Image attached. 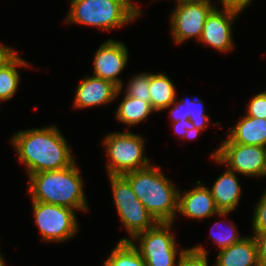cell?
<instances>
[{
	"mask_svg": "<svg viewBox=\"0 0 266 266\" xmlns=\"http://www.w3.org/2000/svg\"><path fill=\"white\" fill-rule=\"evenodd\" d=\"M128 61L127 47L112 39L100 45L94 56V76L113 82L122 88V81L118 74L124 69Z\"/></svg>",
	"mask_w": 266,
	"mask_h": 266,
	"instance_id": "cell-11",
	"label": "cell"
},
{
	"mask_svg": "<svg viewBox=\"0 0 266 266\" xmlns=\"http://www.w3.org/2000/svg\"><path fill=\"white\" fill-rule=\"evenodd\" d=\"M120 2L125 8H127L136 18L139 17L142 12L141 10L136 7L133 3H131V0H116Z\"/></svg>",
	"mask_w": 266,
	"mask_h": 266,
	"instance_id": "cell-33",
	"label": "cell"
},
{
	"mask_svg": "<svg viewBox=\"0 0 266 266\" xmlns=\"http://www.w3.org/2000/svg\"><path fill=\"white\" fill-rule=\"evenodd\" d=\"M0 266H5V261L3 259V257L0 254Z\"/></svg>",
	"mask_w": 266,
	"mask_h": 266,
	"instance_id": "cell-35",
	"label": "cell"
},
{
	"mask_svg": "<svg viewBox=\"0 0 266 266\" xmlns=\"http://www.w3.org/2000/svg\"><path fill=\"white\" fill-rule=\"evenodd\" d=\"M218 164L245 176L261 177L266 175V147L223 142L211 154Z\"/></svg>",
	"mask_w": 266,
	"mask_h": 266,
	"instance_id": "cell-8",
	"label": "cell"
},
{
	"mask_svg": "<svg viewBox=\"0 0 266 266\" xmlns=\"http://www.w3.org/2000/svg\"><path fill=\"white\" fill-rule=\"evenodd\" d=\"M246 116L266 119V93L261 92L250 100Z\"/></svg>",
	"mask_w": 266,
	"mask_h": 266,
	"instance_id": "cell-27",
	"label": "cell"
},
{
	"mask_svg": "<svg viewBox=\"0 0 266 266\" xmlns=\"http://www.w3.org/2000/svg\"><path fill=\"white\" fill-rule=\"evenodd\" d=\"M155 112L151 104L125 94L116 110V118L129 127L141 123L151 112Z\"/></svg>",
	"mask_w": 266,
	"mask_h": 266,
	"instance_id": "cell-19",
	"label": "cell"
},
{
	"mask_svg": "<svg viewBox=\"0 0 266 266\" xmlns=\"http://www.w3.org/2000/svg\"><path fill=\"white\" fill-rule=\"evenodd\" d=\"M215 262V266H261L254 237H244L240 242L220 250Z\"/></svg>",
	"mask_w": 266,
	"mask_h": 266,
	"instance_id": "cell-15",
	"label": "cell"
},
{
	"mask_svg": "<svg viewBox=\"0 0 266 266\" xmlns=\"http://www.w3.org/2000/svg\"><path fill=\"white\" fill-rule=\"evenodd\" d=\"M27 61L20 58L17 54L3 67L0 68V99L9 100L17 90L19 82V71L17 67L29 66Z\"/></svg>",
	"mask_w": 266,
	"mask_h": 266,
	"instance_id": "cell-21",
	"label": "cell"
},
{
	"mask_svg": "<svg viewBox=\"0 0 266 266\" xmlns=\"http://www.w3.org/2000/svg\"><path fill=\"white\" fill-rule=\"evenodd\" d=\"M122 88L96 76L85 77L75 94L74 107L87 108L104 105L115 99Z\"/></svg>",
	"mask_w": 266,
	"mask_h": 266,
	"instance_id": "cell-14",
	"label": "cell"
},
{
	"mask_svg": "<svg viewBox=\"0 0 266 266\" xmlns=\"http://www.w3.org/2000/svg\"><path fill=\"white\" fill-rule=\"evenodd\" d=\"M170 222H158L153 228L140 232L132 239L140 240L139 248L134 245L147 266H177L175 237L170 233Z\"/></svg>",
	"mask_w": 266,
	"mask_h": 266,
	"instance_id": "cell-7",
	"label": "cell"
},
{
	"mask_svg": "<svg viewBox=\"0 0 266 266\" xmlns=\"http://www.w3.org/2000/svg\"><path fill=\"white\" fill-rule=\"evenodd\" d=\"M222 8L232 9L238 12L244 11L247 6L251 3L252 0H220Z\"/></svg>",
	"mask_w": 266,
	"mask_h": 266,
	"instance_id": "cell-31",
	"label": "cell"
},
{
	"mask_svg": "<svg viewBox=\"0 0 266 266\" xmlns=\"http://www.w3.org/2000/svg\"><path fill=\"white\" fill-rule=\"evenodd\" d=\"M103 266H147V263L140 256L131 239L122 238L104 261Z\"/></svg>",
	"mask_w": 266,
	"mask_h": 266,
	"instance_id": "cell-20",
	"label": "cell"
},
{
	"mask_svg": "<svg viewBox=\"0 0 266 266\" xmlns=\"http://www.w3.org/2000/svg\"><path fill=\"white\" fill-rule=\"evenodd\" d=\"M35 224L44 241L62 242L72 238L78 228L75 209L32 201Z\"/></svg>",
	"mask_w": 266,
	"mask_h": 266,
	"instance_id": "cell-9",
	"label": "cell"
},
{
	"mask_svg": "<svg viewBox=\"0 0 266 266\" xmlns=\"http://www.w3.org/2000/svg\"><path fill=\"white\" fill-rule=\"evenodd\" d=\"M114 203L130 237L153 228L158 222L137 198L123 175H109Z\"/></svg>",
	"mask_w": 266,
	"mask_h": 266,
	"instance_id": "cell-6",
	"label": "cell"
},
{
	"mask_svg": "<svg viewBox=\"0 0 266 266\" xmlns=\"http://www.w3.org/2000/svg\"><path fill=\"white\" fill-rule=\"evenodd\" d=\"M240 12L225 9L220 12L216 7L207 16L200 42L221 52L233 49L232 22Z\"/></svg>",
	"mask_w": 266,
	"mask_h": 266,
	"instance_id": "cell-12",
	"label": "cell"
},
{
	"mask_svg": "<svg viewBox=\"0 0 266 266\" xmlns=\"http://www.w3.org/2000/svg\"><path fill=\"white\" fill-rule=\"evenodd\" d=\"M65 22L112 30L134 21L136 17L116 0H71Z\"/></svg>",
	"mask_w": 266,
	"mask_h": 266,
	"instance_id": "cell-4",
	"label": "cell"
},
{
	"mask_svg": "<svg viewBox=\"0 0 266 266\" xmlns=\"http://www.w3.org/2000/svg\"><path fill=\"white\" fill-rule=\"evenodd\" d=\"M210 1L175 7L170 17V25L176 43L179 44L192 37L200 40L206 18L215 8Z\"/></svg>",
	"mask_w": 266,
	"mask_h": 266,
	"instance_id": "cell-10",
	"label": "cell"
},
{
	"mask_svg": "<svg viewBox=\"0 0 266 266\" xmlns=\"http://www.w3.org/2000/svg\"><path fill=\"white\" fill-rule=\"evenodd\" d=\"M176 1L178 2L176 7H178V6L185 5V4L199 3V2L209 1V0H176Z\"/></svg>",
	"mask_w": 266,
	"mask_h": 266,
	"instance_id": "cell-34",
	"label": "cell"
},
{
	"mask_svg": "<svg viewBox=\"0 0 266 266\" xmlns=\"http://www.w3.org/2000/svg\"><path fill=\"white\" fill-rule=\"evenodd\" d=\"M179 254L177 266H208L207 252L201 246H195L191 249H182Z\"/></svg>",
	"mask_w": 266,
	"mask_h": 266,
	"instance_id": "cell-24",
	"label": "cell"
},
{
	"mask_svg": "<svg viewBox=\"0 0 266 266\" xmlns=\"http://www.w3.org/2000/svg\"><path fill=\"white\" fill-rule=\"evenodd\" d=\"M149 93L151 106L155 111L166 109L176 100L173 82L163 73H150Z\"/></svg>",
	"mask_w": 266,
	"mask_h": 266,
	"instance_id": "cell-18",
	"label": "cell"
},
{
	"mask_svg": "<svg viewBox=\"0 0 266 266\" xmlns=\"http://www.w3.org/2000/svg\"><path fill=\"white\" fill-rule=\"evenodd\" d=\"M12 144L20 162L27 166L28 176L62 169L75 162L67 141L55 125L20 131L12 138Z\"/></svg>",
	"mask_w": 266,
	"mask_h": 266,
	"instance_id": "cell-1",
	"label": "cell"
},
{
	"mask_svg": "<svg viewBox=\"0 0 266 266\" xmlns=\"http://www.w3.org/2000/svg\"><path fill=\"white\" fill-rule=\"evenodd\" d=\"M184 104L185 116H189V120L195 127V130L199 133L202 129L207 127L209 116L204 113L202 101L200 99H182Z\"/></svg>",
	"mask_w": 266,
	"mask_h": 266,
	"instance_id": "cell-22",
	"label": "cell"
},
{
	"mask_svg": "<svg viewBox=\"0 0 266 266\" xmlns=\"http://www.w3.org/2000/svg\"><path fill=\"white\" fill-rule=\"evenodd\" d=\"M216 224L220 226L219 223H215L214 226ZM234 227L235 226L231 224L230 229L228 228L229 231L226 228V231L222 229V231H217L218 233L216 231L215 233H213L211 229L212 232H210V237L215 241V243H217V245L219 246V250L225 249L226 247H229L232 244L238 243L244 238L238 235V233L236 232L237 230H235Z\"/></svg>",
	"mask_w": 266,
	"mask_h": 266,
	"instance_id": "cell-25",
	"label": "cell"
},
{
	"mask_svg": "<svg viewBox=\"0 0 266 266\" xmlns=\"http://www.w3.org/2000/svg\"><path fill=\"white\" fill-rule=\"evenodd\" d=\"M105 149L109 157L107 165L109 175H123L150 166L144 157V139L134 133L115 132L104 139Z\"/></svg>",
	"mask_w": 266,
	"mask_h": 266,
	"instance_id": "cell-5",
	"label": "cell"
},
{
	"mask_svg": "<svg viewBox=\"0 0 266 266\" xmlns=\"http://www.w3.org/2000/svg\"><path fill=\"white\" fill-rule=\"evenodd\" d=\"M174 130L181 138L193 139L198 136V132L195 130L194 125L188 119L186 121L179 120L177 122H173Z\"/></svg>",
	"mask_w": 266,
	"mask_h": 266,
	"instance_id": "cell-28",
	"label": "cell"
},
{
	"mask_svg": "<svg viewBox=\"0 0 266 266\" xmlns=\"http://www.w3.org/2000/svg\"><path fill=\"white\" fill-rule=\"evenodd\" d=\"M236 172L227 170L217 178L212 186L211 194L220 212H231L238 207L240 200V185Z\"/></svg>",
	"mask_w": 266,
	"mask_h": 266,
	"instance_id": "cell-17",
	"label": "cell"
},
{
	"mask_svg": "<svg viewBox=\"0 0 266 266\" xmlns=\"http://www.w3.org/2000/svg\"><path fill=\"white\" fill-rule=\"evenodd\" d=\"M176 104V105H174ZM173 107L172 110H170V117L172 122H177L179 120L186 121L189 119V116H185V111H184V104L179 100V101H174L170 106H168L166 109Z\"/></svg>",
	"mask_w": 266,
	"mask_h": 266,
	"instance_id": "cell-30",
	"label": "cell"
},
{
	"mask_svg": "<svg viewBox=\"0 0 266 266\" xmlns=\"http://www.w3.org/2000/svg\"><path fill=\"white\" fill-rule=\"evenodd\" d=\"M74 162L71 166L29 175L32 201L88 211L83 182Z\"/></svg>",
	"mask_w": 266,
	"mask_h": 266,
	"instance_id": "cell-2",
	"label": "cell"
},
{
	"mask_svg": "<svg viewBox=\"0 0 266 266\" xmlns=\"http://www.w3.org/2000/svg\"><path fill=\"white\" fill-rule=\"evenodd\" d=\"M197 184L193 190L178 192V212L193 219H203L215 214L223 217L230 213L220 212L210 189L201 185L200 181Z\"/></svg>",
	"mask_w": 266,
	"mask_h": 266,
	"instance_id": "cell-13",
	"label": "cell"
},
{
	"mask_svg": "<svg viewBox=\"0 0 266 266\" xmlns=\"http://www.w3.org/2000/svg\"><path fill=\"white\" fill-rule=\"evenodd\" d=\"M133 192L157 222L173 223L178 211V189L158 167L123 174Z\"/></svg>",
	"mask_w": 266,
	"mask_h": 266,
	"instance_id": "cell-3",
	"label": "cell"
},
{
	"mask_svg": "<svg viewBox=\"0 0 266 266\" xmlns=\"http://www.w3.org/2000/svg\"><path fill=\"white\" fill-rule=\"evenodd\" d=\"M257 244L258 261L261 266H266V232L254 233Z\"/></svg>",
	"mask_w": 266,
	"mask_h": 266,
	"instance_id": "cell-29",
	"label": "cell"
},
{
	"mask_svg": "<svg viewBox=\"0 0 266 266\" xmlns=\"http://www.w3.org/2000/svg\"><path fill=\"white\" fill-rule=\"evenodd\" d=\"M253 216L254 233L266 232V191L258 201Z\"/></svg>",
	"mask_w": 266,
	"mask_h": 266,
	"instance_id": "cell-26",
	"label": "cell"
},
{
	"mask_svg": "<svg viewBox=\"0 0 266 266\" xmlns=\"http://www.w3.org/2000/svg\"><path fill=\"white\" fill-rule=\"evenodd\" d=\"M149 84L150 73L138 74L127 84L126 95L136 99H141L151 104Z\"/></svg>",
	"mask_w": 266,
	"mask_h": 266,
	"instance_id": "cell-23",
	"label": "cell"
},
{
	"mask_svg": "<svg viewBox=\"0 0 266 266\" xmlns=\"http://www.w3.org/2000/svg\"><path fill=\"white\" fill-rule=\"evenodd\" d=\"M15 55L16 52L13 48L0 44V68L8 63Z\"/></svg>",
	"mask_w": 266,
	"mask_h": 266,
	"instance_id": "cell-32",
	"label": "cell"
},
{
	"mask_svg": "<svg viewBox=\"0 0 266 266\" xmlns=\"http://www.w3.org/2000/svg\"><path fill=\"white\" fill-rule=\"evenodd\" d=\"M223 142L266 147V119L244 116Z\"/></svg>",
	"mask_w": 266,
	"mask_h": 266,
	"instance_id": "cell-16",
	"label": "cell"
}]
</instances>
